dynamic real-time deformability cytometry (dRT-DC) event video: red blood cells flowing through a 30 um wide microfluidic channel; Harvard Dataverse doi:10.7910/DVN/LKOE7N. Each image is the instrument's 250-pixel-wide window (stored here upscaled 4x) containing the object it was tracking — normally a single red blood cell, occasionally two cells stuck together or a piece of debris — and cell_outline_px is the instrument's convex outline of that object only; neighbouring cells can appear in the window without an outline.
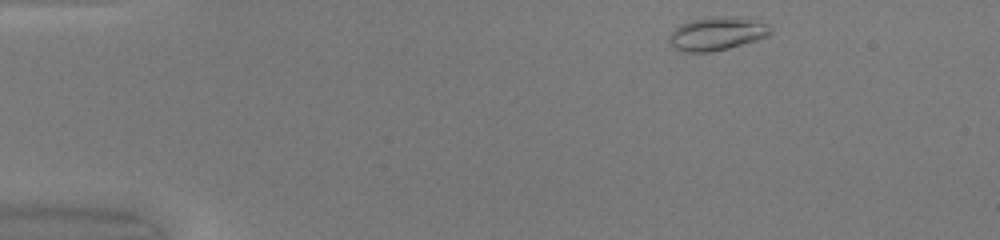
{"species": "common noctule bat (a hibernating species)", "species_latin": "Nyctalus noctula", "temperature_condition": "warm", "stored_images_in_passage": 42, "camera_frame_rate_fps": 3000, "um_per_image_px": 0.085, "animal": {"sex": "female", "body_mass_g": 20.0, "forearm_length_mm": 54.0}, "frame": {"image": 1, "passage_image": 1, "time_ms": 0.0, "image_size_px": [1000, 240], "cell_outline_px": [[772, 32], [768, 36], [756, 40], [728, 48], [712, 52], [684, 52], [668, 44], [668, 36], [680, 24], [692, 20], [720, 16], [748, 20], [768, 24]], "centroid_in_image_um": [60.88, 2.89], "position_along_channel_um": 24.1, "area_um2": 19.25}}
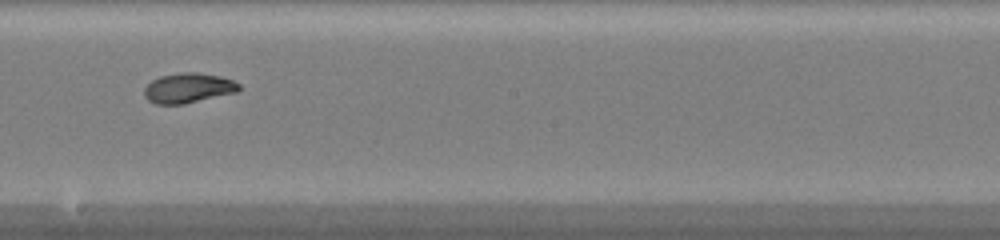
{"frame": {"image": 2, "passage_image": 22, "time_ms": 7.0, "image_size_px": [1000, 240], "cell_outline_px": [[240, 88], [236, 92], [184, 104], [156, 104], [148, 100], [144, 96], [144, 88], [152, 80], [160, 76], [180, 72], [196, 72], [220, 76], [232, 80], [240, 84]], "centroid_in_image_um": [15.98, 7.47], "position_along_channel_um": 232.2, "area_um2": 16.47}}
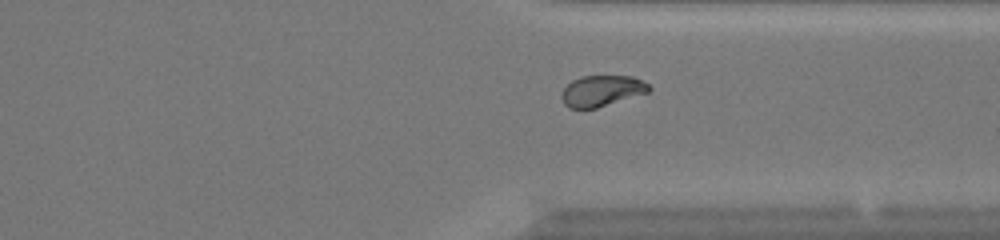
{"frame": {"image": 3, "passage_image": 31, "time_ms": 10.0, "image_size_px": [1000, 240], "cell_outline_px": [[652, 88], [648, 92], [596, 108], [568, 108], [564, 104], [560, 96], [560, 92], [572, 80], [580, 76], [632, 76], [648, 84]], "centroid_in_image_um": [51.11, 7.72], "position_along_channel_um": 360.3, "area_um2": 15.72}, "authors_computed_cell_mechanics": {"area_um2": 17.0221, "velocity_mm_per_s": 4.2564, "shape_relaxation_time_tau1_ms": 5.5229, "shape_relaxation_time_tau2_ms": 1.5066, "deformation_change_tau1": 0.2062, "deformation_change_tau2": 0.0595}}